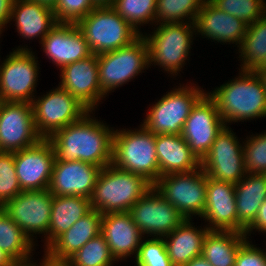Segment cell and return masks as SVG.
<instances>
[{"label": "cell", "instance_id": "obj_1", "mask_svg": "<svg viewBox=\"0 0 266 266\" xmlns=\"http://www.w3.org/2000/svg\"><path fill=\"white\" fill-rule=\"evenodd\" d=\"M90 117L88 112L47 138L54 149L55 161L80 160L102 168L112 164L114 130Z\"/></svg>", "mask_w": 266, "mask_h": 266}, {"label": "cell", "instance_id": "obj_2", "mask_svg": "<svg viewBox=\"0 0 266 266\" xmlns=\"http://www.w3.org/2000/svg\"><path fill=\"white\" fill-rule=\"evenodd\" d=\"M207 94L225 125L266 116V90L254 70L242 69L238 78Z\"/></svg>", "mask_w": 266, "mask_h": 266}, {"label": "cell", "instance_id": "obj_3", "mask_svg": "<svg viewBox=\"0 0 266 266\" xmlns=\"http://www.w3.org/2000/svg\"><path fill=\"white\" fill-rule=\"evenodd\" d=\"M152 187L144 177L109 164L102 168L98 176L90 197L91 208L102 215L129 212Z\"/></svg>", "mask_w": 266, "mask_h": 266}, {"label": "cell", "instance_id": "obj_4", "mask_svg": "<svg viewBox=\"0 0 266 266\" xmlns=\"http://www.w3.org/2000/svg\"><path fill=\"white\" fill-rule=\"evenodd\" d=\"M156 135L143 125L139 130H118L113 133L112 164L144 177L154 185L159 179Z\"/></svg>", "mask_w": 266, "mask_h": 266}, {"label": "cell", "instance_id": "obj_5", "mask_svg": "<svg viewBox=\"0 0 266 266\" xmlns=\"http://www.w3.org/2000/svg\"><path fill=\"white\" fill-rule=\"evenodd\" d=\"M76 25L96 55L128 46L140 36L111 6L95 7Z\"/></svg>", "mask_w": 266, "mask_h": 266}, {"label": "cell", "instance_id": "obj_6", "mask_svg": "<svg viewBox=\"0 0 266 266\" xmlns=\"http://www.w3.org/2000/svg\"><path fill=\"white\" fill-rule=\"evenodd\" d=\"M194 23H159L152 36L144 35L148 45L149 65L156 63L171 74L178 73L189 55Z\"/></svg>", "mask_w": 266, "mask_h": 266}, {"label": "cell", "instance_id": "obj_7", "mask_svg": "<svg viewBox=\"0 0 266 266\" xmlns=\"http://www.w3.org/2000/svg\"><path fill=\"white\" fill-rule=\"evenodd\" d=\"M99 83L102 92L126 84L148 67V45L141 34L130 45L97 55Z\"/></svg>", "mask_w": 266, "mask_h": 266}, {"label": "cell", "instance_id": "obj_8", "mask_svg": "<svg viewBox=\"0 0 266 266\" xmlns=\"http://www.w3.org/2000/svg\"><path fill=\"white\" fill-rule=\"evenodd\" d=\"M205 94L195 86H180L168 92L149 109L142 125L155 135H181L192 108Z\"/></svg>", "mask_w": 266, "mask_h": 266}, {"label": "cell", "instance_id": "obj_9", "mask_svg": "<svg viewBox=\"0 0 266 266\" xmlns=\"http://www.w3.org/2000/svg\"><path fill=\"white\" fill-rule=\"evenodd\" d=\"M206 181L207 174L200 167L190 172L163 175L153 186L185 219L191 220V214L202 218L205 210Z\"/></svg>", "mask_w": 266, "mask_h": 266}, {"label": "cell", "instance_id": "obj_10", "mask_svg": "<svg viewBox=\"0 0 266 266\" xmlns=\"http://www.w3.org/2000/svg\"><path fill=\"white\" fill-rule=\"evenodd\" d=\"M31 105L35 129L44 139L53 135L57 130L79 121L91 112L60 86L44 97L34 99Z\"/></svg>", "mask_w": 266, "mask_h": 266}, {"label": "cell", "instance_id": "obj_11", "mask_svg": "<svg viewBox=\"0 0 266 266\" xmlns=\"http://www.w3.org/2000/svg\"><path fill=\"white\" fill-rule=\"evenodd\" d=\"M0 65V101H33L38 78V64L30 49L18 48Z\"/></svg>", "mask_w": 266, "mask_h": 266}, {"label": "cell", "instance_id": "obj_12", "mask_svg": "<svg viewBox=\"0 0 266 266\" xmlns=\"http://www.w3.org/2000/svg\"><path fill=\"white\" fill-rule=\"evenodd\" d=\"M201 168L217 181L237 184L246 174L243 146L225 126L216 136L209 152L201 160Z\"/></svg>", "mask_w": 266, "mask_h": 266}, {"label": "cell", "instance_id": "obj_13", "mask_svg": "<svg viewBox=\"0 0 266 266\" xmlns=\"http://www.w3.org/2000/svg\"><path fill=\"white\" fill-rule=\"evenodd\" d=\"M129 213L143 235L156 238L172 233L185 220L154 186L130 208Z\"/></svg>", "mask_w": 266, "mask_h": 266}, {"label": "cell", "instance_id": "obj_14", "mask_svg": "<svg viewBox=\"0 0 266 266\" xmlns=\"http://www.w3.org/2000/svg\"><path fill=\"white\" fill-rule=\"evenodd\" d=\"M41 139L35 129L31 103L0 101V151L14 153Z\"/></svg>", "mask_w": 266, "mask_h": 266}, {"label": "cell", "instance_id": "obj_15", "mask_svg": "<svg viewBox=\"0 0 266 266\" xmlns=\"http://www.w3.org/2000/svg\"><path fill=\"white\" fill-rule=\"evenodd\" d=\"M52 200L53 195L49 189L22 191L16 197L10 199L2 209L33 242L31 236L34 233L48 235Z\"/></svg>", "mask_w": 266, "mask_h": 266}, {"label": "cell", "instance_id": "obj_16", "mask_svg": "<svg viewBox=\"0 0 266 266\" xmlns=\"http://www.w3.org/2000/svg\"><path fill=\"white\" fill-rule=\"evenodd\" d=\"M225 126L216 103L206 93L192 108L181 136L201 161Z\"/></svg>", "mask_w": 266, "mask_h": 266}, {"label": "cell", "instance_id": "obj_17", "mask_svg": "<svg viewBox=\"0 0 266 266\" xmlns=\"http://www.w3.org/2000/svg\"><path fill=\"white\" fill-rule=\"evenodd\" d=\"M55 153L48 139L14 152V164L22 191H39L49 188Z\"/></svg>", "mask_w": 266, "mask_h": 266}, {"label": "cell", "instance_id": "obj_18", "mask_svg": "<svg viewBox=\"0 0 266 266\" xmlns=\"http://www.w3.org/2000/svg\"><path fill=\"white\" fill-rule=\"evenodd\" d=\"M101 166L76 161H54L49 191L57 196L91 197Z\"/></svg>", "mask_w": 266, "mask_h": 266}, {"label": "cell", "instance_id": "obj_19", "mask_svg": "<svg viewBox=\"0 0 266 266\" xmlns=\"http://www.w3.org/2000/svg\"><path fill=\"white\" fill-rule=\"evenodd\" d=\"M61 70V88L77 98L91 112L105 97L99 83L97 55L73 62Z\"/></svg>", "mask_w": 266, "mask_h": 266}, {"label": "cell", "instance_id": "obj_20", "mask_svg": "<svg viewBox=\"0 0 266 266\" xmlns=\"http://www.w3.org/2000/svg\"><path fill=\"white\" fill-rule=\"evenodd\" d=\"M40 43L48 58L60 68L93 54L76 23H58Z\"/></svg>", "mask_w": 266, "mask_h": 266}, {"label": "cell", "instance_id": "obj_21", "mask_svg": "<svg viewBox=\"0 0 266 266\" xmlns=\"http://www.w3.org/2000/svg\"><path fill=\"white\" fill-rule=\"evenodd\" d=\"M202 217L209 221V230L238 232L235 184L207 176L205 210Z\"/></svg>", "mask_w": 266, "mask_h": 266}, {"label": "cell", "instance_id": "obj_22", "mask_svg": "<svg viewBox=\"0 0 266 266\" xmlns=\"http://www.w3.org/2000/svg\"><path fill=\"white\" fill-rule=\"evenodd\" d=\"M101 234L109 245L116 261L134 254L137 256L142 241V233L132 220L129 212L102 215Z\"/></svg>", "mask_w": 266, "mask_h": 266}, {"label": "cell", "instance_id": "obj_23", "mask_svg": "<svg viewBox=\"0 0 266 266\" xmlns=\"http://www.w3.org/2000/svg\"><path fill=\"white\" fill-rule=\"evenodd\" d=\"M195 30L202 36L218 42L241 45L246 34L247 24L214 6L209 0L203 2L195 18Z\"/></svg>", "mask_w": 266, "mask_h": 266}, {"label": "cell", "instance_id": "obj_24", "mask_svg": "<svg viewBox=\"0 0 266 266\" xmlns=\"http://www.w3.org/2000/svg\"><path fill=\"white\" fill-rule=\"evenodd\" d=\"M16 21L18 33L26 39L41 37L58 24L53 7L35 0H13L9 21Z\"/></svg>", "mask_w": 266, "mask_h": 266}, {"label": "cell", "instance_id": "obj_25", "mask_svg": "<svg viewBox=\"0 0 266 266\" xmlns=\"http://www.w3.org/2000/svg\"><path fill=\"white\" fill-rule=\"evenodd\" d=\"M155 145L159 177L171 173L190 172L201 167V161L181 135L157 134Z\"/></svg>", "mask_w": 266, "mask_h": 266}, {"label": "cell", "instance_id": "obj_26", "mask_svg": "<svg viewBox=\"0 0 266 266\" xmlns=\"http://www.w3.org/2000/svg\"><path fill=\"white\" fill-rule=\"evenodd\" d=\"M101 221L102 214L91 209L46 248L45 252L56 259H68L89 240L101 233Z\"/></svg>", "mask_w": 266, "mask_h": 266}, {"label": "cell", "instance_id": "obj_27", "mask_svg": "<svg viewBox=\"0 0 266 266\" xmlns=\"http://www.w3.org/2000/svg\"><path fill=\"white\" fill-rule=\"evenodd\" d=\"M209 231L208 227L198 230L191 225L190 219H185L172 233L164 236L166 251L172 265L185 266L193 258L201 256L203 243Z\"/></svg>", "mask_w": 266, "mask_h": 266}, {"label": "cell", "instance_id": "obj_28", "mask_svg": "<svg viewBox=\"0 0 266 266\" xmlns=\"http://www.w3.org/2000/svg\"><path fill=\"white\" fill-rule=\"evenodd\" d=\"M235 199L238 232L245 233L266 199V174L246 173L244 179L235 184Z\"/></svg>", "mask_w": 266, "mask_h": 266}, {"label": "cell", "instance_id": "obj_29", "mask_svg": "<svg viewBox=\"0 0 266 266\" xmlns=\"http://www.w3.org/2000/svg\"><path fill=\"white\" fill-rule=\"evenodd\" d=\"M90 199L83 196L53 195L47 248L91 210Z\"/></svg>", "mask_w": 266, "mask_h": 266}, {"label": "cell", "instance_id": "obj_30", "mask_svg": "<svg viewBox=\"0 0 266 266\" xmlns=\"http://www.w3.org/2000/svg\"><path fill=\"white\" fill-rule=\"evenodd\" d=\"M244 233L210 230L205 237L202 255L212 266H234Z\"/></svg>", "mask_w": 266, "mask_h": 266}, {"label": "cell", "instance_id": "obj_31", "mask_svg": "<svg viewBox=\"0 0 266 266\" xmlns=\"http://www.w3.org/2000/svg\"><path fill=\"white\" fill-rule=\"evenodd\" d=\"M34 242L23 233L21 228L0 208V249L15 262L31 259Z\"/></svg>", "mask_w": 266, "mask_h": 266}, {"label": "cell", "instance_id": "obj_32", "mask_svg": "<svg viewBox=\"0 0 266 266\" xmlns=\"http://www.w3.org/2000/svg\"><path fill=\"white\" fill-rule=\"evenodd\" d=\"M239 47V53L244 61L241 69L256 70L266 57V14L247 25L246 34Z\"/></svg>", "mask_w": 266, "mask_h": 266}, {"label": "cell", "instance_id": "obj_33", "mask_svg": "<svg viewBox=\"0 0 266 266\" xmlns=\"http://www.w3.org/2000/svg\"><path fill=\"white\" fill-rule=\"evenodd\" d=\"M204 1L205 0H157L156 21L154 22L157 23L161 21L160 24L184 23L185 18V20L189 19L190 23H194Z\"/></svg>", "mask_w": 266, "mask_h": 266}, {"label": "cell", "instance_id": "obj_34", "mask_svg": "<svg viewBox=\"0 0 266 266\" xmlns=\"http://www.w3.org/2000/svg\"><path fill=\"white\" fill-rule=\"evenodd\" d=\"M67 260L72 266H112L115 258L112 256L104 236L100 233Z\"/></svg>", "mask_w": 266, "mask_h": 266}, {"label": "cell", "instance_id": "obj_35", "mask_svg": "<svg viewBox=\"0 0 266 266\" xmlns=\"http://www.w3.org/2000/svg\"><path fill=\"white\" fill-rule=\"evenodd\" d=\"M157 0H115L111 6L140 35L138 24L155 20Z\"/></svg>", "mask_w": 266, "mask_h": 266}, {"label": "cell", "instance_id": "obj_36", "mask_svg": "<svg viewBox=\"0 0 266 266\" xmlns=\"http://www.w3.org/2000/svg\"><path fill=\"white\" fill-rule=\"evenodd\" d=\"M221 11L241 19L250 25L266 14V2L263 0H209Z\"/></svg>", "mask_w": 266, "mask_h": 266}, {"label": "cell", "instance_id": "obj_37", "mask_svg": "<svg viewBox=\"0 0 266 266\" xmlns=\"http://www.w3.org/2000/svg\"><path fill=\"white\" fill-rule=\"evenodd\" d=\"M21 192L14 164V153L0 151V208Z\"/></svg>", "mask_w": 266, "mask_h": 266}, {"label": "cell", "instance_id": "obj_38", "mask_svg": "<svg viewBox=\"0 0 266 266\" xmlns=\"http://www.w3.org/2000/svg\"><path fill=\"white\" fill-rule=\"evenodd\" d=\"M249 138L243 145L245 171L266 174V132Z\"/></svg>", "mask_w": 266, "mask_h": 266}, {"label": "cell", "instance_id": "obj_39", "mask_svg": "<svg viewBox=\"0 0 266 266\" xmlns=\"http://www.w3.org/2000/svg\"><path fill=\"white\" fill-rule=\"evenodd\" d=\"M135 260L136 266H173L163 238L154 237L141 242Z\"/></svg>", "mask_w": 266, "mask_h": 266}, {"label": "cell", "instance_id": "obj_40", "mask_svg": "<svg viewBox=\"0 0 266 266\" xmlns=\"http://www.w3.org/2000/svg\"><path fill=\"white\" fill-rule=\"evenodd\" d=\"M95 7L92 0H58L53 10L58 23H77Z\"/></svg>", "mask_w": 266, "mask_h": 266}, {"label": "cell", "instance_id": "obj_41", "mask_svg": "<svg viewBox=\"0 0 266 266\" xmlns=\"http://www.w3.org/2000/svg\"><path fill=\"white\" fill-rule=\"evenodd\" d=\"M234 266H266V252L246 239L240 246Z\"/></svg>", "mask_w": 266, "mask_h": 266}, {"label": "cell", "instance_id": "obj_42", "mask_svg": "<svg viewBox=\"0 0 266 266\" xmlns=\"http://www.w3.org/2000/svg\"><path fill=\"white\" fill-rule=\"evenodd\" d=\"M254 229L261 232H266V199L259 207L254 221L245 229L244 234L247 236V234L251 233V231Z\"/></svg>", "mask_w": 266, "mask_h": 266}, {"label": "cell", "instance_id": "obj_43", "mask_svg": "<svg viewBox=\"0 0 266 266\" xmlns=\"http://www.w3.org/2000/svg\"><path fill=\"white\" fill-rule=\"evenodd\" d=\"M13 0H0V32L2 28L9 22L11 6Z\"/></svg>", "mask_w": 266, "mask_h": 266}, {"label": "cell", "instance_id": "obj_44", "mask_svg": "<svg viewBox=\"0 0 266 266\" xmlns=\"http://www.w3.org/2000/svg\"><path fill=\"white\" fill-rule=\"evenodd\" d=\"M43 258V262L40 266H72L67 259H56L48 255L47 253Z\"/></svg>", "mask_w": 266, "mask_h": 266}, {"label": "cell", "instance_id": "obj_45", "mask_svg": "<svg viewBox=\"0 0 266 266\" xmlns=\"http://www.w3.org/2000/svg\"><path fill=\"white\" fill-rule=\"evenodd\" d=\"M185 266H212L203 256L193 258Z\"/></svg>", "mask_w": 266, "mask_h": 266}, {"label": "cell", "instance_id": "obj_46", "mask_svg": "<svg viewBox=\"0 0 266 266\" xmlns=\"http://www.w3.org/2000/svg\"><path fill=\"white\" fill-rule=\"evenodd\" d=\"M15 261L0 249V266H11Z\"/></svg>", "mask_w": 266, "mask_h": 266}, {"label": "cell", "instance_id": "obj_47", "mask_svg": "<svg viewBox=\"0 0 266 266\" xmlns=\"http://www.w3.org/2000/svg\"><path fill=\"white\" fill-rule=\"evenodd\" d=\"M255 72L260 77V79H261V81L263 83L264 89L266 90V68H257L255 70Z\"/></svg>", "mask_w": 266, "mask_h": 266}, {"label": "cell", "instance_id": "obj_48", "mask_svg": "<svg viewBox=\"0 0 266 266\" xmlns=\"http://www.w3.org/2000/svg\"><path fill=\"white\" fill-rule=\"evenodd\" d=\"M96 7L112 6L115 0H92Z\"/></svg>", "mask_w": 266, "mask_h": 266}, {"label": "cell", "instance_id": "obj_49", "mask_svg": "<svg viewBox=\"0 0 266 266\" xmlns=\"http://www.w3.org/2000/svg\"><path fill=\"white\" fill-rule=\"evenodd\" d=\"M31 260L21 261V262H14L11 266H36V264H32Z\"/></svg>", "mask_w": 266, "mask_h": 266}, {"label": "cell", "instance_id": "obj_50", "mask_svg": "<svg viewBox=\"0 0 266 266\" xmlns=\"http://www.w3.org/2000/svg\"><path fill=\"white\" fill-rule=\"evenodd\" d=\"M35 1L54 7L58 0H35Z\"/></svg>", "mask_w": 266, "mask_h": 266}, {"label": "cell", "instance_id": "obj_51", "mask_svg": "<svg viewBox=\"0 0 266 266\" xmlns=\"http://www.w3.org/2000/svg\"><path fill=\"white\" fill-rule=\"evenodd\" d=\"M258 68H266V57L264 62Z\"/></svg>", "mask_w": 266, "mask_h": 266}]
</instances>
